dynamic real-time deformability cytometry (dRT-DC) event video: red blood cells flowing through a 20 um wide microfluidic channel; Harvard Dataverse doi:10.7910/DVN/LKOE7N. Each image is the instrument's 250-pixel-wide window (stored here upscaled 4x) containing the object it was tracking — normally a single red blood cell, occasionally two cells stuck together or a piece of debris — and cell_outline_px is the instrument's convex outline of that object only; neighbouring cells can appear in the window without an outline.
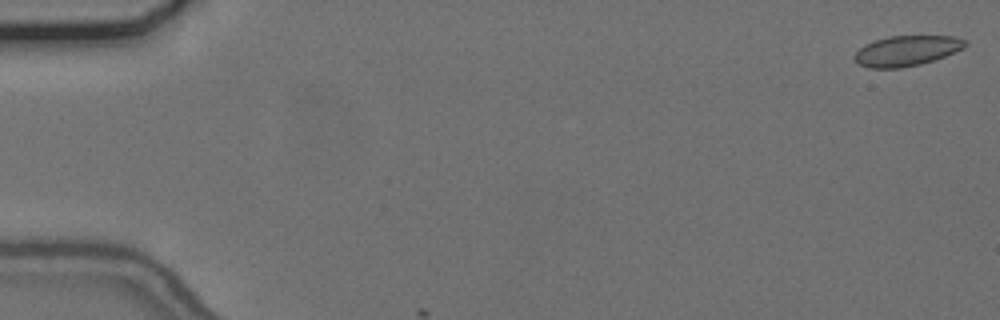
{"species": "common noctule bat (a hibernating species)", "species_latin": "Nyctalus noctula", "temperature_condition": "cold", "stored_images_in_passage": 3, "camera_frame_rate_fps": 3000, "um_per_image_px": 0.085, "animal": {"sex": "female", "body_mass_g": 24.6, "forearm_length_mm": 56.2}, "frame": {"image": 1, "passage_image": 1, "time_ms": 0.0, "image_size_px": [1000, 320], "cell_outline_px": [[968, 44], [964, 48], [944, 56], [920, 64], [900, 68], [868, 68], [860, 64], [852, 56], [864, 44], [872, 40], [888, 36], [956, 36], [968, 40]], "centroid_in_image_um": [77.07, 4.3], "position_along_channel_um": 7.9, "area_um2": 19.65}}